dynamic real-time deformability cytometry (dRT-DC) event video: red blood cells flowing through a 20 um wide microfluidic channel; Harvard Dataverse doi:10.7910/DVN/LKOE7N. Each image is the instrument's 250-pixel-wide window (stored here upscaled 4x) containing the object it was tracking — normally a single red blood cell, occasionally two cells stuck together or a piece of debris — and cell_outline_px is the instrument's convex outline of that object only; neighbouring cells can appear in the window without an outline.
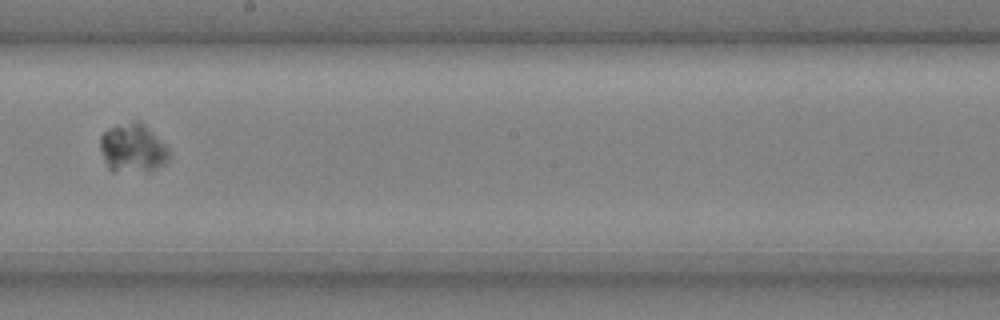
{"species": "common noctule bat (a hibernating species)", "species_latin": "Nyctalus noctula", "temperature_condition": "cold", "stored_images_in_passage": 8, "camera_frame_rate_fps": 3000, "um_per_image_px": 0.085, "animal": {"sex": "male", "body_mass_g": 20.4}, "frame": {"image": 1, "passage_image": 6, "time_ms": 1.667, "image_size_px": [1000, 320], "cell_outline_px": [[168, 160], [164, 164], [156, 168], [112, 172], [108, 168], [100, 148], [100, 136], [108, 128], [136, 120], [140, 120], [168, 148]], "centroid_in_image_um": [11.25, 12.56], "position_along_channel_um": 237.0, "area_um2": 19.07}}
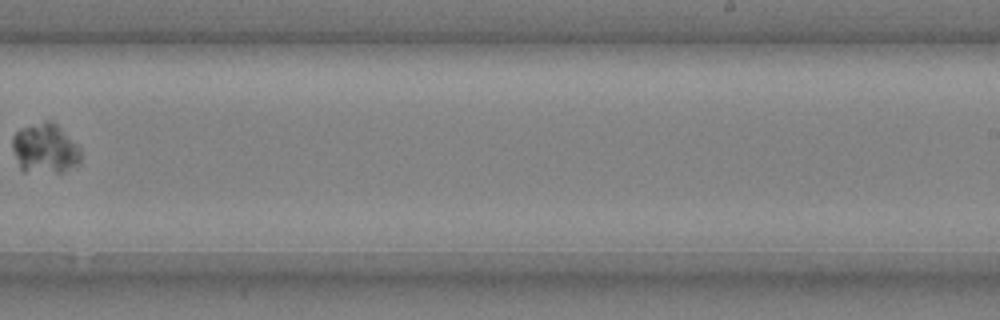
{"frame": {"image": 2, "passage_image": 7, "time_ms": 2.0, "image_size_px": [1000, 320], "cell_outline_px": [[80, 160], [76, 164], [60, 172], [24, 172], [20, 168], [12, 148], [12, 136], [20, 128], [44, 120], [52, 120], [80, 148]], "centroid_in_image_um": [3.78, 12.6], "position_along_channel_um": 285.2, "area_um2": 19.71}}
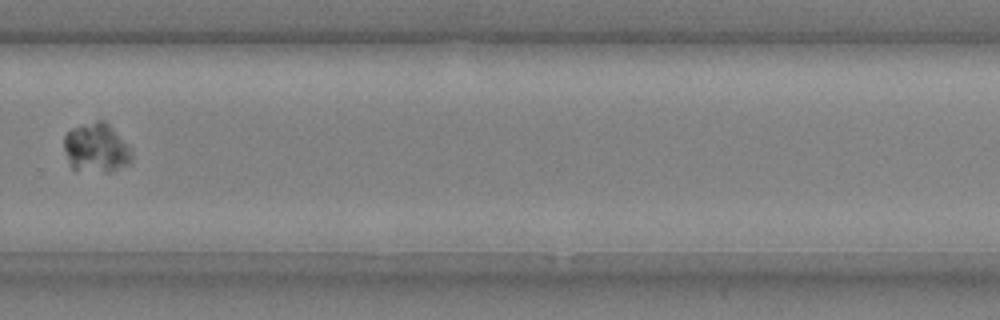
{"frame": {"image": 3, "passage_image": 8, "time_ms": 2.333, "image_size_px": [1000, 320], "cell_outline_px": [[132, 160], [128, 164], [112, 172], [108, 172], [72, 168], [68, 160], [64, 148], [64, 136], [72, 128], [96, 120], [104, 120], [132, 148]], "centroid_in_image_um": [8.21, 12.56], "position_along_channel_um": 321.6, "area_um2": 19.31}}